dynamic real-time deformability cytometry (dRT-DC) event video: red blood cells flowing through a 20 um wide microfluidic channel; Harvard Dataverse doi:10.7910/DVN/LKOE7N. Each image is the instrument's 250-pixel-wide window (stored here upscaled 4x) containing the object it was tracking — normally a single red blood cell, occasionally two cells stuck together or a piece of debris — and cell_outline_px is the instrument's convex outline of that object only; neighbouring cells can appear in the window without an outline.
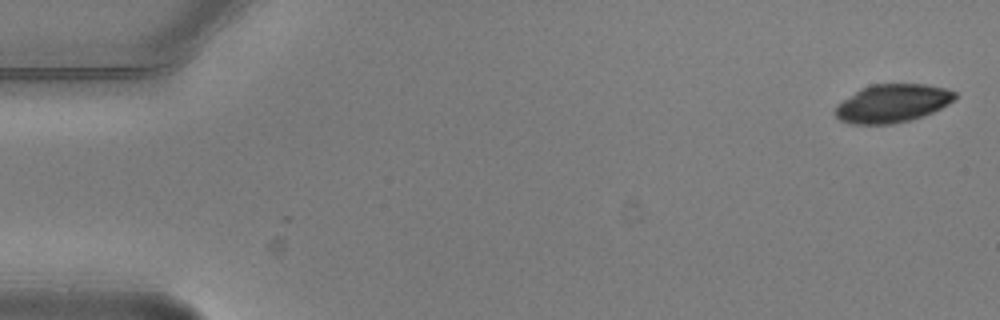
{"species": "common noctule bat (a hibernating species)", "species_latin": "Nyctalus noctula", "temperature_condition": "warm", "stored_images_in_passage": 4, "camera_frame_rate_fps": 3000, "um_per_image_px": 0.085, "animal": {"sex": "male", "body_mass_g": 20.5, "forearm_length_mm": 52.5}, "frame": {"image": 1, "passage_image": 1, "time_ms": 0.0, "image_size_px": [1000, 320], "cell_outline_px": [[956, 100], [924, 116], [892, 124], [852, 124], [840, 120], [832, 112], [836, 104], [860, 88], [872, 84], [924, 84], [944, 88], [956, 92]], "centroid_in_image_um": [75.81, 8.78], "position_along_channel_um": 9.2, "area_um2": 26.82}}